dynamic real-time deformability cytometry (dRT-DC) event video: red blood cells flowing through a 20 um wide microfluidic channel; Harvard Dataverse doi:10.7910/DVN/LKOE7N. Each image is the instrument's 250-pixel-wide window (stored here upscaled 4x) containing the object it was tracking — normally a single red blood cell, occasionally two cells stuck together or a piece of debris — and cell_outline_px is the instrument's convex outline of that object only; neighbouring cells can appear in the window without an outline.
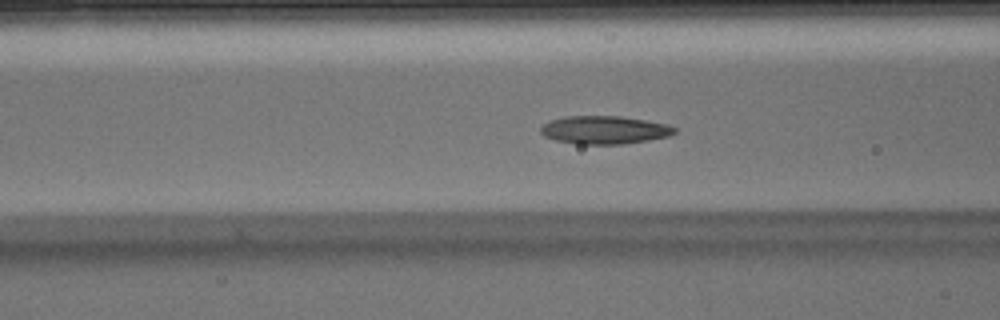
{"species": "Egyptian fruit bat (a non-hibernating species)", "species_latin": "Rousettus aegyptiacus", "temperature_condition": "warm", "stored_images_in_passage": 50, "camera_frame_rate_fps": 3000, "um_per_image_px": 0.085, "animal": {"sex": "male"}, "frame": {"image": 1, "passage_image": 19, "time_ms": 6.0, "image_size_px": [1000, 320], "cell_outline_px": [[676, 132], [668, 136], [620, 144], [576, 144], [556, 140], [544, 136], [540, 132], [540, 128], [544, 124], [552, 120], [564, 116], [620, 116], [668, 124], [676, 128]], "centroid_in_image_um": [51.35, 11.04], "position_along_channel_um": 115.3, "area_um2": 21.68}}
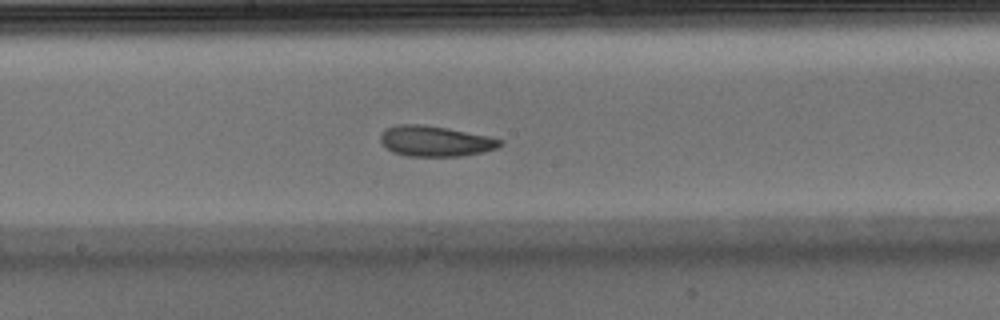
{"frame": {"image": 2, "passage_image": 26, "time_ms": 8.333, "image_size_px": [1000, 320], "cell_outline_px": [[504, 140], [496, 148], [480, 152], [460, 156], [408, 156], [392, 152], [380, 140], [380, 136], [388, 128], [396, 124], [424, 124], [448, 128], [488, 136]], "centroid_in_image_um": [36.99, 11.99], "position_along_channel_um": 211.2, "area_um2": 21.04}}
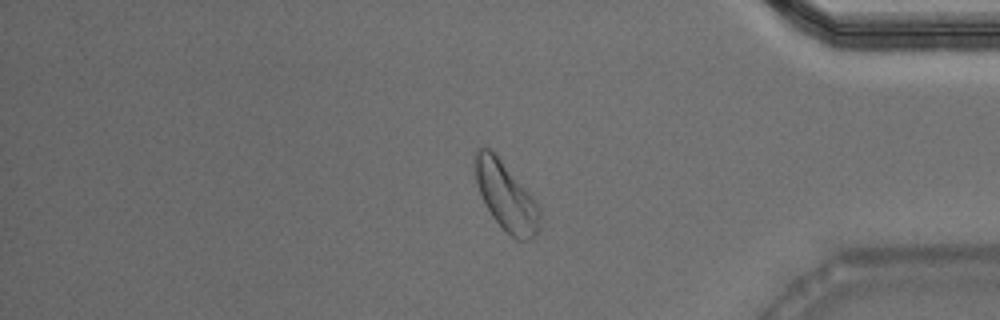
{"frame": {"image": 3, "passage_image": 41, "time_ms": 13.333, "image_size_px": [1000, 320], "cell_outline_px": [[540, 228], [528, 240], [516, 240], [492, 216], [480, 192], [476, 180], [476, 148], [492, 148], [496, 152], [532, 196], [540, 208]], "centroid_in_image_um": [43.04, 16.65], "position_along_channel_um": 392.2, "area_um2": 25.32}, "authors_computed_cell_mechanics": {"area_um2": 21.2704, "velocity_mm_per_s": 4.1081, "shape_relaxation_time_tau1_ms": 3.5519, "shape_relaxation_time_tau2_ms": 3.156, "deformation_change_tau1": 0.1374, "deformation_change_tau2": 0.0925}}